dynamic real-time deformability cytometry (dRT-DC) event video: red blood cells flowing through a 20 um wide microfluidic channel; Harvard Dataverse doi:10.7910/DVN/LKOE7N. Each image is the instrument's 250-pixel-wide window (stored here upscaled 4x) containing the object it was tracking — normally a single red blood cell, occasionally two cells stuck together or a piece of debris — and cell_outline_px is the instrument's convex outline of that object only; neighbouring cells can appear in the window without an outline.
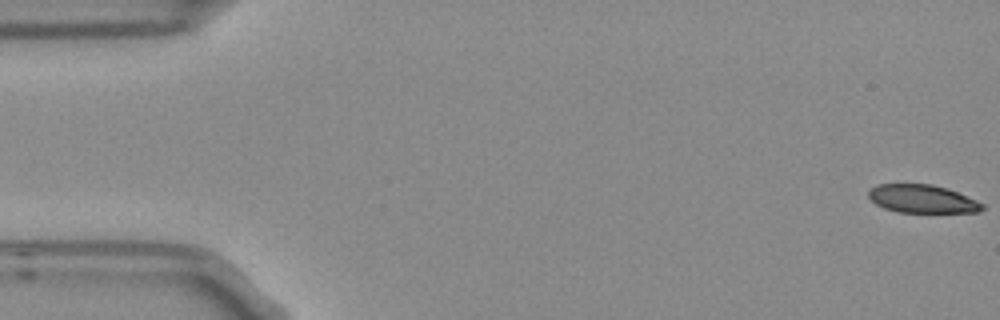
{"species": "Egyptian fruit bat (a non-hibernating species)", "species_latin": "Rousettus aegyptiacus", "temperature_condition": "room temperature", "stored_images_in_passage": 8, "camera_frame_rate_fps": 3000, "um_per_image_px": 0.085, "frame": {"image": 1, "passage_image": 1, "time_ms": 0.0, "image_size_px": [1000, 320], "cell_outline_px": [[984, 208], [980, 212], [896, 212], [884, 208], [876, 204], [868, 196], [868, 192], [876, 184], [932, 184], [956, 192], [976, 200], [984, 204]], "centroid_in_image_um": [78.37, 16.91], "position_along_channel_um": 6.6, "area_um2": 18.5}}
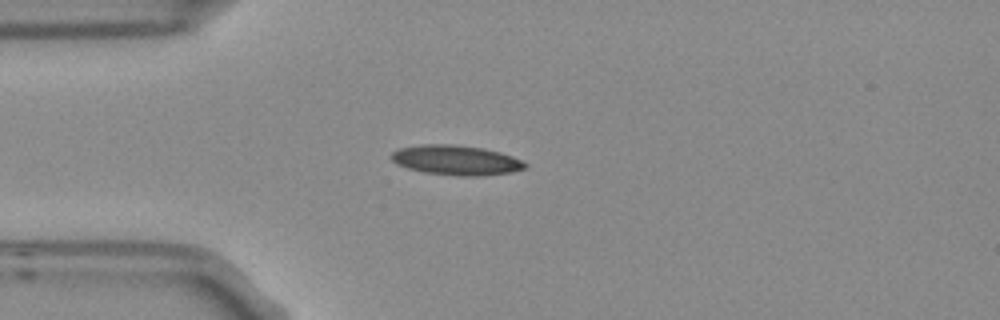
{"frame": {"image": 2, "passage_image": 4, "time_ms": 1.0, "image_size_px": [1000, 320], "cell_outline_px": [[528, 168], [512, 172], [480, 176], [456, 176], [424, 172], [408, 168], [396, 164], [388, 156], [392, 152], [400, 148], [420, 144], [452, 144], [484, 148], [500, 152], [512, 156], [528, 164]], "centroid_in_image_um": [38.76, 13.61], "position_along_channel_um": 46.2, "area_um2": 23.47}}